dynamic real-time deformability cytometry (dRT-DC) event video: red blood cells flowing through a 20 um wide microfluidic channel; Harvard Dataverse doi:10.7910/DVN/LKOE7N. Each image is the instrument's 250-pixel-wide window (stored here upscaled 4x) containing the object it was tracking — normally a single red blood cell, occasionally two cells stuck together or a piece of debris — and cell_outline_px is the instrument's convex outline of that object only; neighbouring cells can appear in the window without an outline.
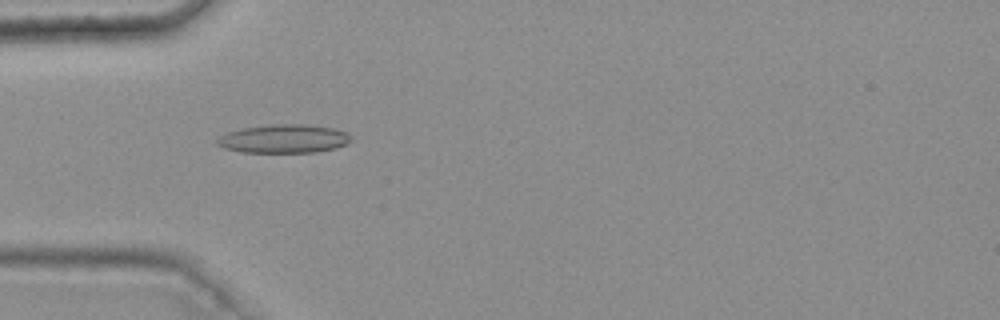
{"species": "common noctule bat (a hibernating species)", "species_latin": "Nyctalus noctula", "temperature_condition": "warm", "stored_images_in_passage": 43, "camera_frame_rate_fps": 3000, "um_per_image_px": 0.085, "animal": {"sex": "female", "body_mass_g": 25.1}, "frame": {"image": 1, "passage_image": 12, "time_ms": 3.667, "image_size_px": [1000, 320], "cell_outline_px": [[352, 140], [348, 144], [336, 148], [316, 152], [244, 152], [224, 148], [216, 144], [216, 140], [220, 136], [228, 132], [244, 128], [272, 124], [304, 124], [332, 128], [344, 132]], "centroid_in_image_um": [24.12, 11.8], "position_along_channel_um": 60.9, "area_um2": 22.08}}
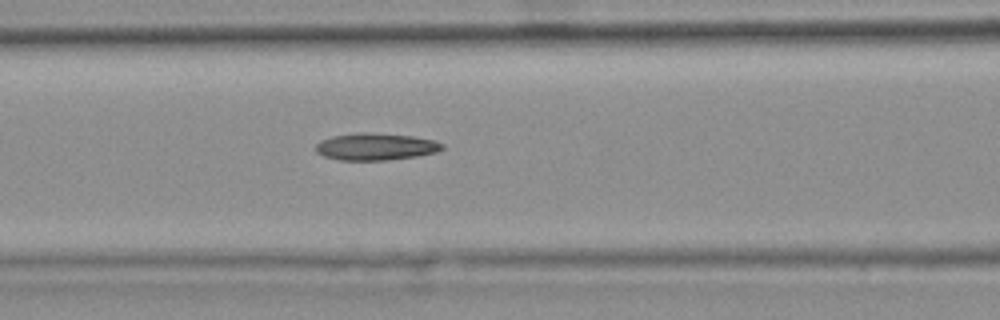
{"frame": {"image": 2, "passage_image": 18, "time_ms": 5.667, "image_size_px": [1000, 320], "cell_outline_px": [[444, 148], [436, 152], [416, 156], [388, 160], [340, 160], [324, 156], [316, 152], [316, 144], [320, 140], [332, 136], [356, 132], [368, 132], [412, 136], [436, 140], [444, 144]], "centroid_in_image_um": [31.93, 12.46], "position_along_channel_um": 134.7, "area_um2": 20.06}}
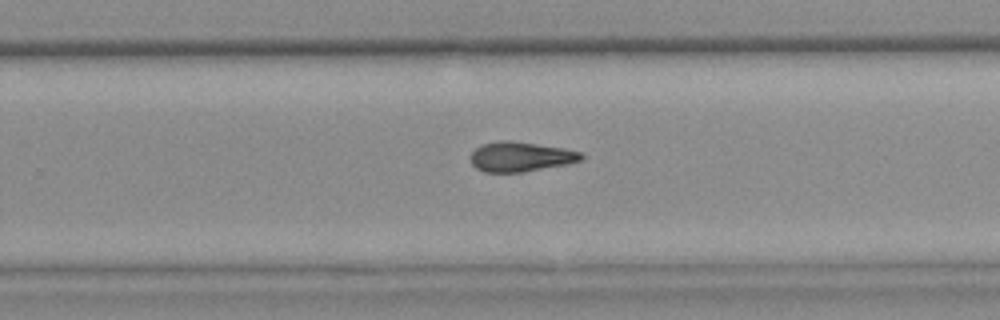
{"frame": {"image": 3, "passage_image": 30, "time_ms": 9.667, "image_size_px": [1000, 320], "cell_outline_px": [[584, 160], [568, 164], [520, 172], [484, 172], [476, 168], [472, 164], [472, 152], [480, 144], [500, 140], [512, 140], [564, 148], [584, 152]], "centroid_in_image_um": [44.29, 13.31], "position_along_channel_um": 285.5, "area_um2": 19.36}, "authors_computed_cell_mechanics": {"area_um2": 19.5364, "velocity_mm_per_s": 3.7838, "shape_relaxation_time_tau1_ms": null, "shape_relaxation_time_tau2_ms": 5.0201, "deformation_change_tau1": null, "deformation_change_tau2": 0.1604}}